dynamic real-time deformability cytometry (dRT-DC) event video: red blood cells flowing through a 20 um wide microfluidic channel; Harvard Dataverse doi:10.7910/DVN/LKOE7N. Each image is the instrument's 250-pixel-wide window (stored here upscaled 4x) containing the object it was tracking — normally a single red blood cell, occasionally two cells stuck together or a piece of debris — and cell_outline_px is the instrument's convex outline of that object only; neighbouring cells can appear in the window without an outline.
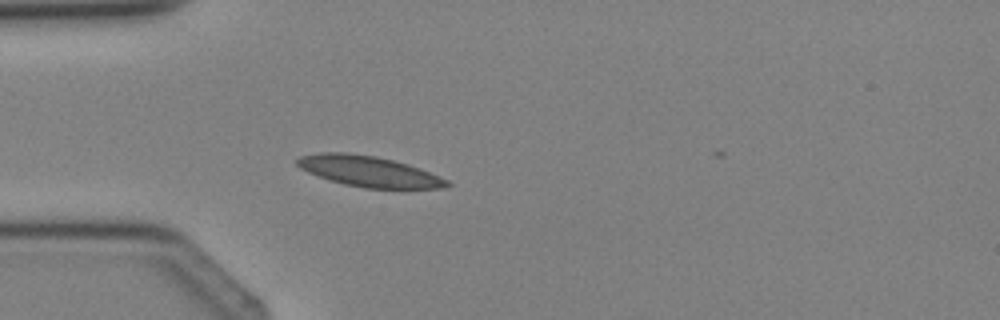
{"species": "Egyptian fruit bat (a non-hibernating species)", "species_latin": "Rousettus aegyptiacus", "temperature_condition": "cold", "stored_images_in_passage": 4, "camera_frame_rate_fps": 3000, "um_per_image_px": 0.085, "animal": {"sex": "female"}, "frame": {"image": 1, "passage_image": 3, "time_ms": 2.333, "image_size_px": [1000, 320], "cell_outline_px": [[452, 184], [440, 188], [364, 188], [344, 184], [308, 172], [300, 168], [296, 164], [296, 160], [300, 156], [320, 152], [344, 152], [376, 156], [408, 164], [448, 180]], "centroid_in_image_um": [31.32, 14.55], "position_along_channel_um": 53.7, "area_um2": 26.41}}